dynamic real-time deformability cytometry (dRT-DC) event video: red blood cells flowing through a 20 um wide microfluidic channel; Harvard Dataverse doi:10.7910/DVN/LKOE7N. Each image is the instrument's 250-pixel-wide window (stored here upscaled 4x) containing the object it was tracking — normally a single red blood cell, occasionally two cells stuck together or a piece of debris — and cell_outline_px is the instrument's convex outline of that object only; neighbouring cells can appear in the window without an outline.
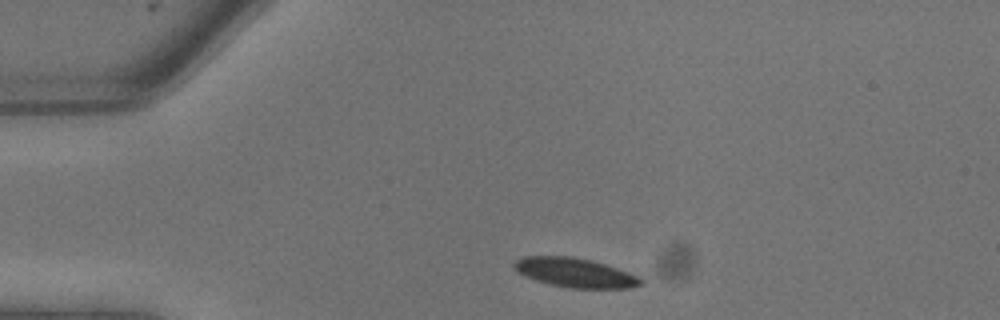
{"species": "common noctule bat (a hibernating species)", "species_latin": "Nyctalus noctula", "temperature_condition": "warm", "stored_images_in_passage": 4, "camera_frame_rate_fps": 3000, "um_per_image_px": 0.085, "animal": {"sex": "male", "body_mass_g": 13.3}, "frame": {"image": 1, "passage_image": 1, "time_ms": 0.0, "image_size_px": [1000, 320], "cell_outline_px": [[644, 284], [628, 288], [572, 288], [552, 284], [536, 280], [524, 276], [516, 272], [512, 264], [516, 260], [524, 256], [572, 256], [592, 260], [640, 276], [644, 280]], "centroid_in_image_um": [48.88, 23.17], "position_along_channel_um": 36.1, "area_um2": 21.68}}